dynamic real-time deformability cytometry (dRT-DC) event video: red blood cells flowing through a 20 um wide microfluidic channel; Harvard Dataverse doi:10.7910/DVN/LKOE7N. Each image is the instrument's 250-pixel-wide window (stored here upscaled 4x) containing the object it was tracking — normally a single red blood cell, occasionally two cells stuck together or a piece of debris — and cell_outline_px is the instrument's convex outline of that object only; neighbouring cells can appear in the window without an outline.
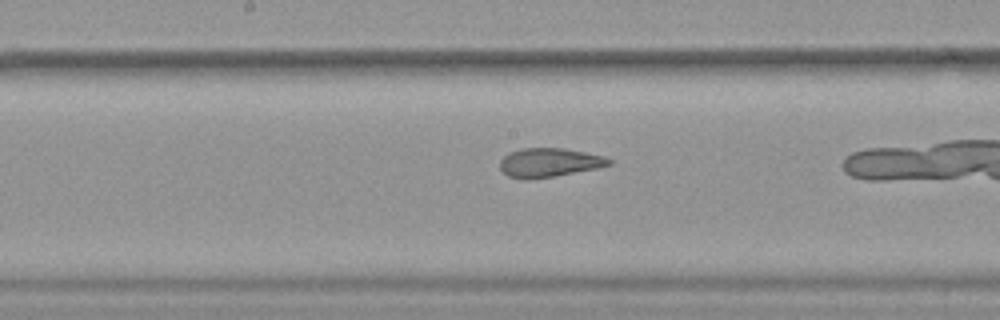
{"species": "common noctule bat (a hibernating species)", "species_latin": "Nyctalus noctula", "temperature_condition": "warm", "stored_images_in_passage": 32, "camera_frame_rate_fps": 3000, "um_per_image_px": 0.085, "animal": {"sex": "female", "body_mass_g": 19.9}, "frame": {"image": 1, "passage_image": 19, "time_ms": 6.0, "image_size_px": [1000, 320], "cell_outline_px": [[612, 164], [596, 168], [552, 176], [528, 180], [524, 180], [508, 176], [500, 168], [500, 160], [508, 152], [524, 148], [564, 148], [604, 156], [612, 160]], "centroid_in_image_um": [46.65, 13.81], "position_along_channel_um": 201.6, "area_um2": 18.26}}